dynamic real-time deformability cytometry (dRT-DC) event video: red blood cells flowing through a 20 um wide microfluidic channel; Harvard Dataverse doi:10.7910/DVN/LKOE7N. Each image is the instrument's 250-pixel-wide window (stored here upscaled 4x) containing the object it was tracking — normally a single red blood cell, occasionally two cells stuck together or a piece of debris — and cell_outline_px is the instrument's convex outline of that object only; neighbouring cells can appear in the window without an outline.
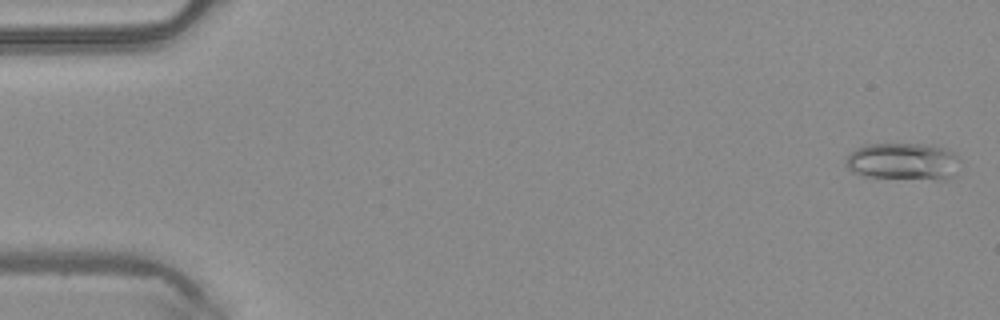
{"species": "common noctule bat (a hibernating species)", "species_latin": "Nyctalus noctula", "temperature_condition": "warm", "stored_images_in_passage": 8, "camera_frame_rate_fps": 3000, "um_per_image_px": 0.085, "animal": {"sex": "male", "body_mass_g": 20.4}, "frame": {"image": 1, "passage_image": 1, "time_ms": 0.0, "image_size_px": [1000, 320], "cell_outline_px": [[956, 156], [948, 176], [944, 180], [940, 180], [864, 176], [852, 172], [848, 168], [848, 156], [856, 148], [868, 144], [920, 144], [940, 148], [952, 152]], "centroid_in_image_um": [76.64, 13.72], "position_along_channel_um": 8.4, "area_um2": 23.58}}
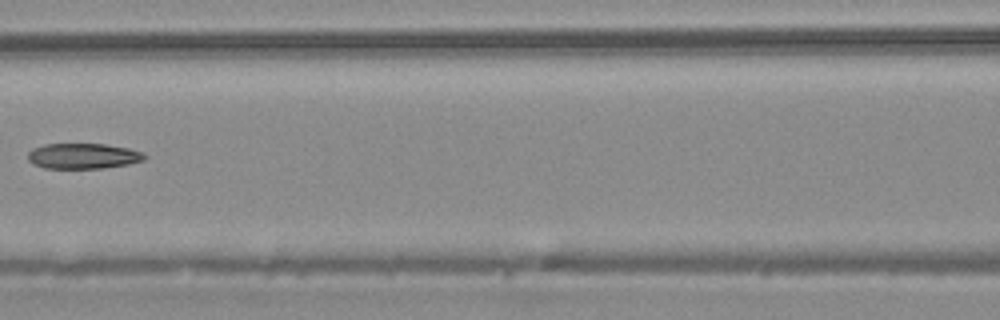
{"frame": {"image": 2, "passage_image": 7, "time_ms": 2.0, "image_size_px": [1000, 320], "cell_outline_px": [[148, 156], [144, 160], [128, 164], [104, 168], [44, 168], [32, 164], [28, 160], [28, 152], [32, 148], [44, 144], [104, 144], [128, 148], [144, 152]], "centroid_in_image_um": [7.06, 13.26], "position_along_channel_um": 159.5, "area_um2": 17.46}}
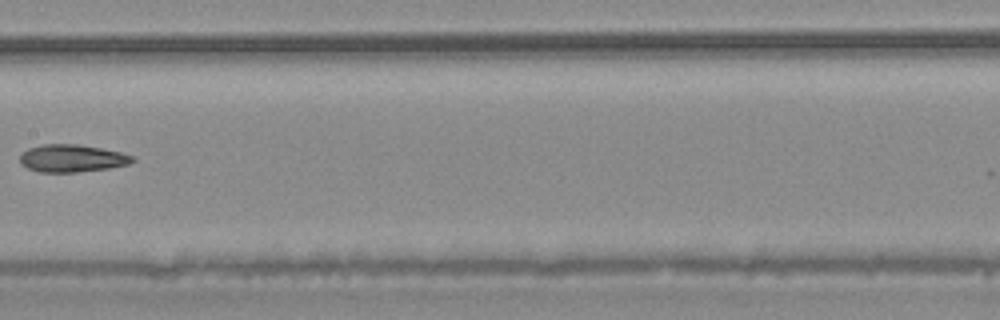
{"frame": {"image": 3, "passage_image": 8, "time_ms": 2.333, "image_size_px": [1000, 320], "cell_outline_px": [[136, 160], [128, 164], [108, 168], [76, 172], [40, 172], [28, 168], [20, 164], [20, 152], [28, 148], [44, 144], [76, 144], [100, 148], [120, 152], [136, 156]], "centroid_in_image_um": [6.1, 13.45], "position_along_channel_um": 201.3, "area_um2": 18.09}}